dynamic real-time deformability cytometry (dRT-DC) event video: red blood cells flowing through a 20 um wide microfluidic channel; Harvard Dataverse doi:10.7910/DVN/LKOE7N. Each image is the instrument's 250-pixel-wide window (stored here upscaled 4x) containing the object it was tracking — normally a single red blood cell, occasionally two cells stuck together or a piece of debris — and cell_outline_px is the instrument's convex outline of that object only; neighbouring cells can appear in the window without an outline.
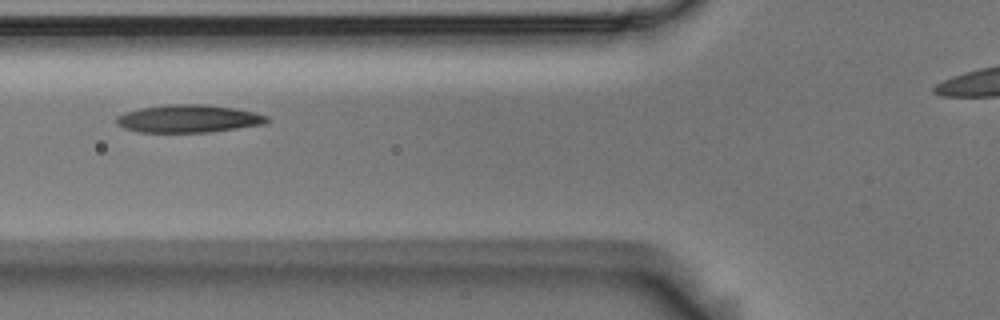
{"species": "Egyptian fruit bat (a non-hibernating species)", "species_latin": "Rousettus aegyptiacus", "temperature_condition": "room temperature", "stored_images_in_passage": 12, "camera_frame_rate_fps": 3000, "um_per_image_px": 0.085, "animal": {"sex": "male"}, "frame": {"image": 1, "passage_image": 4, "time_ms": 1.0, "image_size_px": [1000, 320], "cell_outline_px": [[272, 120], [264, 124], [208, 132], [136, 132], [124, 128], [116, 124], [116, 116], [124, 112], [140, 108], [164, 104], [204, 104], [236, 108], [268, 116]], "centroid_in_image_um": [15.99, 10.08], "position_along_channel_um": 109.8, "area_um2": 24.51}}
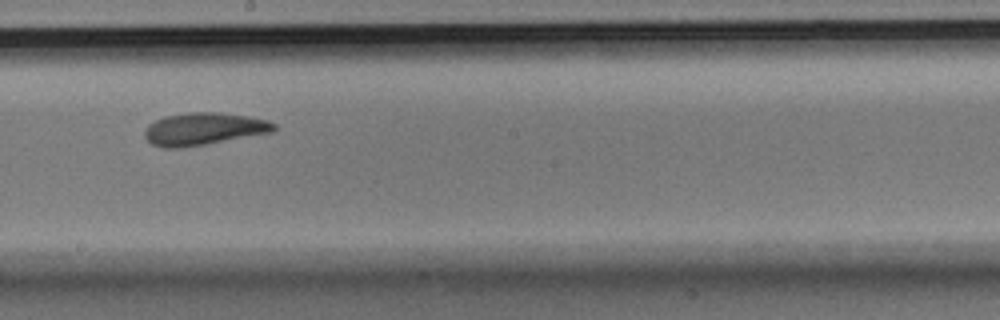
{"frame": {"image": 2, "passage_image": 7, "time_ms": 2.0, "image_size_px": [1000, 320], "cell_outline_px": [[276, 128], [272, 132], [184, 148], [164, 148], [152, 144], [144, 136], [144, 128], [148, 124], [164, 116], [188, 112], [220, 112], [248, 116], [268, 120], [276, 124]], "centroid_in_image_um": [17.29, 10.95], "position_along_channel_um": 230.9, "area_um2": 24.57}}
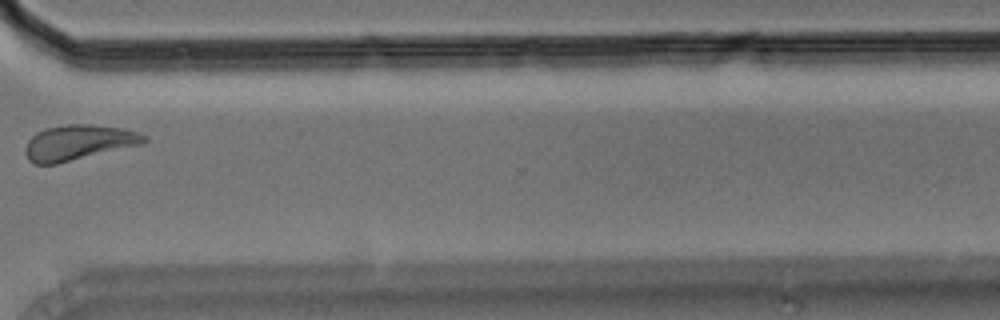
{"frame": {"image": 3, "passage_image": 10, "time_ms": 3.0, "image_size_px": [1000, 320], "cell_outline_px": [[148, 140], [144, 144], [56, 164], [32, 164], [28, 160], [24, 152], [24, 148], [28, 140], [36, 132], [44, 128], [64, 124], [92, 124], [120, 128], [140, 132], [148, 136]], "centroid_in_image_um": [6.67, 12.11], "position_along_channel_um": 363.9, "area_um2": 24.8}}